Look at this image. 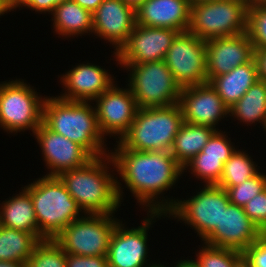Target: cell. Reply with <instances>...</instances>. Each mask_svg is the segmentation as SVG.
<instances>
[{
  "label": "cell",
  "mask_w": 266,
  "mask_h": 267,
  "mask_svg": "<svg viewBox=\"0 0 266 267\" xmlns=\"http://www.w3.org/2000/svg\"><path fill=\"white\" fill-rule=\"evenodd\" d=\"M191 0H146L136 9V24L188 31Z\"/></svg>",
  "instance_id": "cell-22"
},
{
  "label": "cell",
  "mask_w": 266,
  "mask_h": 267,
  "mask_svg": "<svg viewBox=\"0 0 266 267\" xmlns=\"http://www.w3.org/2000/svg\"><path fill=\"white\" fill-rule=\"evenodd\" d=\"M65 0H13V11L19 8H29L37 13L52 14L54 8Z\"/></svg>",
  "instance_id": "cell-36"
},
{
  "label": "cell",
  "mask_w": 266,
  "mask_h": 267,
  "mask_svg": "<svg viewBox=\"0 0 266 267\" xmlns=\"http://www.w3.org/2000/svg\"><path fill=\"white\" fill-rule=\"evenodd\" d=\"M23 188L33 202L40 241L54 239L71 222L84 215L58 176L44 175Z\"/></svg>",
  "instance_id": "cell-4"
},
{
  "label": "cell",
  "mask_w": 266,
  "mask_h": 267,
  "mask_svg": "<svg viewBox=\"0 0 266 267\" xmlns=\"http://www.w3.org/2000/svg\"><path fill=\"white\" fill-rule=\"evenodd\" d=\"M42 123L54 133L81 145L93 157L109 154L107 138L100 131L92 102L66 101L57 96H46Z\"/></svg>",
  "instance_id": "cell-3"
},
{
  "label": "cell",
  "mask_w": 266,
  "mask_h": 267,
  "mask_svg": "<svg viewBox=\"0 0 266 267\" xmlns=\"http://www.w3.org/2000/svg\"><path fill=\"white\" fill-rule=\"evenodd\" d=\"M224 189L228 194L230 203L244 207L254 196L266 189V174L259 171L240 185Z\"/></svg>",
  "instance_id": "cell-32"
},
{
  "label": "cell",
  "mask_w": 266,
  "mask_h": 267,
  "mask_svg": "<svg viewBox=\"0 0 266 267\" xmlns=\"http://www.w3.org/2000/svg\"><path fill=\"white\" fill-rule=\"evenodd\" d=\"M13 11V1L12 0H0V16Z\"/></svg>",
  "instance_id": "cell-40"
},
{
  "label": "cell",
  "mask_w": 266,
  "mask_h": 267,
  "mask_svg": "<svg viewBox=\"0 0 266 267\" xmlns=\"http://www.w3.org/2000/svg\"><path fill=\"white\" fill-rule=\"evenodd\" d=\"M114 215L84 214L71 222L53 240L69 254L107 256L111 235L120 221Z\"/></svg>",
  "instance_id": "cell-10"
},
{
  "label": "cell",
  "mask_w": 266,
  "mask_h": 267,
  "mask_svg": "<svg viewBox=\"0 0 266 267\" xmlns=\"http://www.w3.org/2000/svg\"><path fill=\"white\" fill-rule=\"evenodd\" d=\"M0 267H27L26 262H10V261H1Z\"/></svg>",
  "instance_id": "cell-42"
},
{
  "label": "cell",
  "mask_w": 266,
  "mask_h": 267,
  "mask_svg": "<svg viewBox=\"0 0 266 267\" xmlns=\"http://www.w3.org/2000/svg\"><path fill=\"white\" fill-rule=\"evenodd\" d=\"M164 61L181 89L208 82L206 41L188 31L176 36Z\"/></svg>",
  "instance_id": "cell-11"
},
{
  "label": "cell",
  "mask_w": 266,
  "mask_h": 267,
  "mask_svg": "<svg viewBox=\"0 0 266 267\" xmlns=\"http://www.w3.org/2000/svg\"><path fill=\"white\" fill-rule=\"evenodd\" d=\"M246 0L191 1L188 32L207 41L247 32Z\"/></svg>",
  "instance_id": "cell-6"
},
{
  "label": "cell",
  "mask_w": 266,
  "mask_h": 267,
  "mask_svg": "<svg viewBox=\"0 0 266 267\" xmlns=\"http://www.w3.org/2000/svg\"><path fill=\"white\" fill-rule=\"evenodd\" d=\"M175 264L172 267H199L194 260L188 258L186 260H178Z\"/></svg>",
  "instance_id": "cell-41"
},
{
  "label": "cell",
  "mask_w": 266,
  "mask_h": 267,
  "mask_svg": "<svg viewBox=\"0 0 266 267\" xmlns=\"http://www.w3.org/2000/svg\"><path fill=\"white\" fill-rule=\"evenodd\" d=\"M247 34L254 50H266V6H249Z\"/></svg>",
  "instance_id": "cell-33"
},
{
  "label": "cell",
  "mask_w": 266,
  "mask_h": 267,
  "mask_svg": "<svg viewBox=\"0 0 266 267\" xmlns=\"http://www.w3.org/2000/svg\"><path fill=\"white\" fill-rule=\"evenodd\" d=\"M92 16L95 38L110 42L114 52L128 41L136 26V9L122 0H103Z\"/></svg>",
  "instance_id": "cell-17"
},
{
  "label": "cell",
  "mask_w": 266,
  "mask_h": 267,
  "mask_svg": "<svg viewBox=\"0 0 266 267\" xmlns=\"http://www.w3.org/2000/svg\"><path fill=\"white\" fill-rule=\"evenodd\" d=\"M1 228H2V222H1V217H0V230H1Z\"/></svg>",
  "instance_id": "cell-47"
},
{
  "label": "cell",
  "mask_w": 266,
  "mask_h": 267,
  "mask_svg": "<svg viewBox=\"0 0 266 267\" xmlns=\"http://www.w3.org/2000/svg\"><path fill=\"white\" fill-rule=\"evenodd\" d=\"M53 21V30L64 38L90 35L93 33V16L92 13L74 0H65L58 4L51 14Z\"/></svg>",
  "instance_id": "cell-24"
},
{
  "label": "cell",
  "mask_w": 266,
  "mask_h": 267,
  "mask_svg": "<svg viewBox=\"0 0 266 267\" xmlns=\"http://www.w3.org/2000/svg\"><path fill=\"white\" fill-rule=\"evenodd\" d=\"M40 240L32 233L2 226L0 230V260L27 262Z\"/></svg>",
  "instance_id": "cell-28"
},
{
  "label": "cell",
  "mask_w": 266,
  "mask_h": 267,
  "mask_svg": "<svg viewBox=\"0 0 266 267\" xmlns=\"http://www.w3.org/2000/svg\"><path fill=\"white\" fill-rule=\"evenodd\" d=\"M127 5L137 9L146 0H122Z\"/></svg>",
  "instance_id": "cell-43"
},
{
  "label": "cell",
  "mask_w": 266,
  "mask_h": 267,
  "mask_svg": "<svg viewBox=\"0 0 266 267\" xmlns=\"http://www.w3.org/2000/svg\"><path fill=\"white\" fill-rule=\"evenodd\" d=\"M179 105L139 108L128 131L118 142L136 151H170L183 123Z\"/></svg>",
  "instance_id": "cell-5"
},
{
  "label": "cell",
  "mask_w": 266,
  "mask_h": 267,
  "mask_svg": "<svg viewBox=\"0 0 266 267\" xmlns=\"http://www.w3.org/2000/svg\"><path fill=\"white\" fill-rule=\"evenodd\" d=\"M118 65L129 72L126 86L139 108L167 107L179 103L181 88L164 60Z\"/></svg>",
  "instance_id": "cell-8"
},
{
  "label": "cell",
  "mask_w": 266,
  "mask_h": 267,
  "mask_svg": "<svg viewBox=\"0 0 266 267\" xmlns=\"http://www.w3.org/2000/svg\"><path fill=\"white\" fill-rule=\"evenodd\" d=\"M21 192L5 199L0 204L2 226L26 231L38 238V224L30 194L21 187Z\"/></svg>",
  "instance_id": "cell-25"
},
{
  "label": "cell",
  "mask_w": 266,
  "mask_h": 267,
  "mask_svg": "<svg viewBox=\"0 0 266 267\" xmlns=\"http://www.w3.org/2000/svg\"><path fill=\"white\" fill-rule=\"evenodd\" d=\"M27 267H66V252L53 240L40 241L26 262Z\"/></svg>",
  "instance_id": "cell-31"
},
{
  "label": "cell",
  "mask_w": 266,
  "mask_h": 267,
  "mask_svg": "<svg viewBox=\"0 0 266 267\" xmlns=\"http://www.w3.org/2000/svg\"><path fill=\"white\" fill-rule=\"evenodd\" d=\"M113 171H116L113 158L107 154L94 157L79 168L64 171L58 177L84 214H115L122 203L117 191V176L114 177L117 174Z\"/></svg>",
  "instance_id": "cell-2"
},
{
  "label": "cell",
  "mask_w": 266,
  "mask_h": 267,
  "mask_svg": "<svg viewBox=\"0 0 266 267\" xmlns=\"http://www.w3.org/2000/svg\"><path fill=\"white\" fill-rule=\"evenodd\" d=\"M148 267H169V266H165V265H163V264H160V263H154V264H152V265H150V266H148Z\"/></svg>",
  "instance_id": "cell-45"
},
{
  "label": "cell",
  "mask_w": 266,
  "mask_h": 267,
  "mask_svg": "<svg viewBox=\"0 0 266 267\" xmlns=\"http://www.w3.org/2000/svg\"><path fill=\"white\" fill-rule=\"evenodd\" d=\"M191 1H214V0H191Z\"/></svg>",
  "instance_id": "cell-46"
},
{
  "label": "cell",
  "mask_w": 266,
  "mask_h": 267,
  "mask_svg": "<svg viewBox=\"0 0 266 267\" xmlns=\"http://www.w3.org/2000/svg\"><path fill=\"white\" fill-rule=\"evenodd\" d=\"M117 85L115 82L93 102L100 131L105 138L113 136L118 141L128 131L139 107L130 88Z\"/></svg>",
  "instance_id": "cell-13"
},
{
  "label": "cell",
  "mask_w": 266,
  "mask_h": 267,
  "mask_svg": "<svg viewBox=\"0 0 266 267\" xmlns=\"http://www.w3.org/2000/svg\"><path fill=\"white\" fill-rule=\"evenodd\" d=\"M254 58L257 64L259 80L266 82V50H255Z\"/></svg>",
  "instance_id": "cell-38"
},
{
  "label": "cell",
  "mask_w": 266,
  "mask_h": 267,
  "mask_svg": "<svg viewBox=\"0 0 266 267\" xmlns=\"http://www.w3.org/2000/svg\"><path fill=\"white\" fill-rule=\"evenodd\" d=\"M166 213L149 212L138 227H125L123 221H119L111 235L107 260L109 267H148L149 256L148 231L153 222L165 218Z\"/></svg>",
  "instance_id": "cell-12"
},
{
  "label": "cell",
  "mask_w": 266,
  "mask_h": 267,
  "mask_svg": "<svg viewBox=\"0 0 266 267\" xmlns=\"http://www.w3.org/2000/svg\"><path fill=\"white\" fill-rule=\"evenodd\" d=\"M78 5L90 11L92 14L102 4L103 0H74Z\"/></svg>",
  "instance_id": "cell-39"
},
{
  "label": "cell",
  "mask_w": 266,
  "mask_h": 267,
  "mask_svg": "<svg viewBox=\"0 0 266 267\" xmlns=\"http://www.w3.org/2000/svg\"><path fill=\"white\" fill-rule=\"evenodd\" d=\"M179 33L175 29L136 24L128 41L112 55L117 64H142L164 60L168 49Z\"/></svg>",
  "instance_id": "cell-14"
},
{
  "label": "cell",
  "mask_w": 266,
  "mask_h": 267,
  "mask_svg": "<svg viewBox=\"0 0 266 267\" xmlns=\"http://www.w3.org/2000/svg\"><path fill=\"white\" fill-rule=\"evenodd\" d=\"M215 131L216 129L209 126L183 122L174 138L170 153L183 167L202 151Z\"/></svg>",
  "instance_id": "cell-26"
},
{
  "label": "cell",
  "mask_w": 266,
  "mask_h": 267,
  "mask_svg": "<svg viewBox=\"0 0 266 267\" xmlns=\"http://www.w3.org/2000/svg\"><path fill=\"white\" fill-rule=\"evenodd\" d=\"M33 135L42 150L43 161L49 171L47 176H58L64 171L79 168L94 158L84 147L54 133L43 123Z\"/></svg>",
  "instance_id": "cell-15"
},
{
  "label": "cell",
  "mask_w": 266,
  "mask_h": 267,
  "mask_svg": "<svg viewBox=\"0 0 266 267\" xmlns=\"http://www.w3.org/2000/svg\"><path fill=\"white\" fill-rule=\"evenodd\" d=\"M75 66L61 74L60 82L65 90L57 96L63 100L93 102L115 83L116 77L99 65L87 62Z\"/></svg>",
  "instance_id": "cell-19"
},
{
  "label": "cell",
  "mask_w": 266,
  "mask_h": 267,
  "mask_svg": "<svg viewBox=\"0 0 266 267\" xmlns=\"http://www.w3.org/2000/svg\"><path fill=\"white\" fill-rule=\"evenodd\" d=\"M200 189V191H199ZM188 199H177L166 213L168 218L182 221L197 232L201 242L221 224L222 212L230 203L226 190L216 184L204 185Z\"/></svg>",
  "instance_id": "cell-9"
},
{
  "label": "cell",
  "mask_w": 266,
  "mask_h": 267,
  "mask_svg": "<svg viewBox=\"0 0 266 267\" xmlns=\"http://www.w3.org/2000/svg\"><path fill=\"white\" fill-rule=\"evenodd\" d=\"M109 152L113 158L117 177V191L120 202H123L122 184L129 189L147 212L167 213L177 199L164 197V192L172 188L182 174V167L176 162L170 151H136L124 148L118 141ZM163 194V196H162ZM162 196V197H161ZM161 197V198H160ZM160 198V199H159ZM162 199V200H161ZM146 209V210H145Z\"/></svg>",
  "instance_id": "cell-1"
},
{
  "label": "cell",
  "mask_w": 266,
  "mask_h": 267,
  "mask_svg": "<svg viewBox=\"0 0 266 267\" xmlns=\"http://www.w3.org/2000/svg\"><path fill=\"white\" fill-rule=\"evenodd\" d=\"M229 117L248 125L261 123L266 131V82L258 80L229 108Z\"/></svg>",
  "instance_id": "cell-27"
},
{
  "label": "cell",
  "mask_w": 266,
  "mask_h": 267,
  "mask_svg": "<svg viewBox=\"0 0 266 267\" xmlns=\"http://www.w3.org/2000/svg\"><path fill=\"white\" fill-rule=\"evenodd\" d=\"M248 6H266V0H246Z\"/></svg>",
  "instance_id": "cell-44"
},
{
  "label": "cell",
  "mask_w": 266,
  "mask_h": 267,
  "mask_svg": "<svg viewBox=\"0 0 266 267\" xmlns=\"http://www.w3.org/2000/svg\"><path fill=\"white\" fill-rule=\"evenodd\" d=\"M225 132L216 130L202 151L182 167V174L191 170L195 178L203 180L200 182L204 183L203 185L217 184L221 178L224 163L237 149Z\"/></svg>",
  "instance_id": "cell-21"
},
{
  "label": "cell",
  "mask_w": 266,
  "mask_h": 267,
  "mask_svg": "<svg viewBox=\"0 0 266 267\" xmlns=\"http://www.w3.org/2000/svg\"><path fill=\"white\" fill-rule=\"evenodd\" d=\"M194 261L199 267H240L242 252L230 248L211 246L202 242Z\"/></svg>",
  "instance_id": "cell-30"
},
{
  "label": "cell",
  "mask_w": 266,
  "mask_h": 267,
  "mask_svg": "<svg viewBox=\"0 0 266 267\" xmlns=\"http://www.w3.org/2000/svg\"><path fill=\"white\" fill-rule=\"evenodd\" d=\"M254 46L247 32L206 41L207 80L228 73L254 58Z\"/></svg>",
  "instance_id": "cell-20"
},
{
  "label": "cell",
  "mask_w": 266,
  "mask_h": 267,
  "mask_svg": "<svg viewBox=\"0 0 266 267\" xmlns=\"http://www.w3.org/2000/svg\"><path fill=\"white\" fill-rule=\"evenodd\" d=\"M245 152L247 151H244V149H236L234 151L224 163L221 178L216 185L222 188L237 186L260 171V166L253 161L252 156Z\"/></svg>",
  "instance_id": "cell-29"
},
{
  "label": "cell",
  "mask_w": 266,
  "mask_h": 267,
  "mask_svg": "<svg viewBox=\"0 0 266 267\" xmlns=\"http://www.w3.org/2000/svg\"><path fill=\"white\" fill-rule=\"evenodd\" d=\"M179 105L183 121L191 124L219 130L216 125L229 117V108L209 82L181 89Z\"/></svg>",
  "instance_id": "cell-16"
},
{
  "label": "cell",
  "mask_w": 266,
  "mask_h": 267,
  "mask_svg": "<svg viewBox=\"0 0 266 267\" xmlns=\"http://www.w3.org/2000/svg\"><path fill=\"white\" fill-rule=\"evenodd\" d=\"M242 264L245 267H266V235L264 233L242 252Z\"/></svg>",
  "instance_id": "cell-35"
},
{
  "label": "cell",
  "mask_w": 266,
  "mask_h": 267,
  "mask_svg": "<svg viewBox=\"0 0 266 267\" xmlns=\"http://www.w3.org/2000/svg\"><path fill=\"white\" fill-rule=\"evenodd\" d=\"M263 233L246 215L243 207L229 203L223 210L221 224L203 242L211 246L230 248L243 252Z\"/></svg>",
  "instance_id": "cell-18"
},
{
  "label": "cell",
  "mask_w": 266,
  "mask_h": 267,
  "mask_svg": "<svg viewBox=\"0 0 266 267\" xmlns=\"http://www.w3.org/2000/svg\"><path fill=\"white\" fill-rule=\"evenodd\" d=\"M66 267H109L107 256H81L66 253Z\"/></svg>",
  "instance_id": "cell-37"
},
{
  "label": "cell",
  "mask_w": 266,
  "mask_h": 267,
  "mask_svg": "<svg viewBox=\"0 0 266 267\" xmlns=\"http://www.w3.org/2000/svg\"><path fill=\"white\" fill-rule=\"evenodd\" d=\"M23 79L0 82V128L15 133L31 130L42 124L44 97Z\"/></svg>",
  "instance_id": "cell-7"
},
{
  "label": "cell",
  "mask_w": 266,
  "mask_h": 267,
  "mask_svg": "<svg viewBox=\"0 0 266 267\" xmlns=\"http://www.w3.org/2000/svg\"><path fill=\"white\" fill-rule=\"evenodd\" d=\"M258 80L257 64L253 58L226 74L213 77L209 83L222 98L223 103L231 108Z\"/></svg>",
  "instance_id": "cell-23"
},
{
  "label": "cell",
  "mask_w": 266,
  "mask_h": 267,
  "mask_svg": "<svg viewBox=\"0 0 266 267\" xmlns=\"http://www.w3.org/2000/svg\"><path fill=\"white\" fill-rule=\"evenodd\" d=\"M243 208L246 215L264 233L266 231V189L254 196Z\"/></svg>",
  "instance_id": "cell-34"
}]
</instances>
